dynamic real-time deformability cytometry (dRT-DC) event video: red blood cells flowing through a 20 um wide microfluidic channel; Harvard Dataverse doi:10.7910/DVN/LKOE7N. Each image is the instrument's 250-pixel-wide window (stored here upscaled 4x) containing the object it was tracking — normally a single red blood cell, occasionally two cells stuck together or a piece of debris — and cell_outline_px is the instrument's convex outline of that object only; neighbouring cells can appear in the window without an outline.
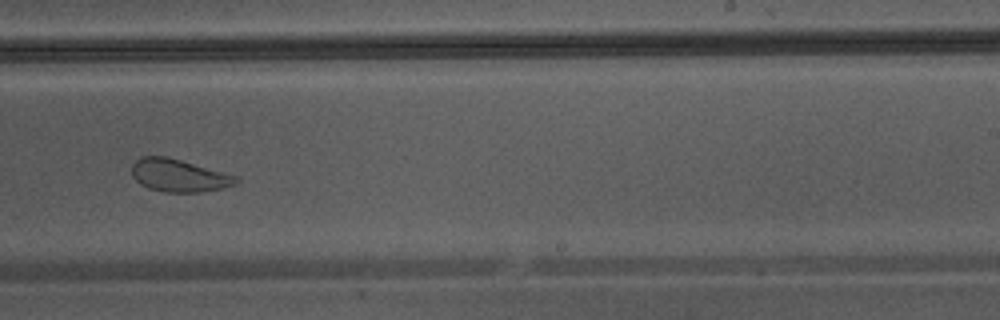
{"species": "Egyptian fruit bat (a non-hibernating species)", "species_latin": "Rousettus aegyptiacus", "temperature_condition": "warm", "stored_images_in_passage": 38, "camera_frame_rate_fps": 3000, "um_per_image_px": 0.085, "animal": {"sex": "male"}, "frame": {"image": 1, "passage_image": 22, "time_ms": 7.0, "image_size_px": [1000, 320], "cell_outline_px": [[240, 180], [236, 184], [220, 188], [200, 192], [164, 192], [148, 188], [140, 184], [132, 176], [132, 164], [140, 156], [168, 156], [240, 176]], "centroid_in_image_um": [15.22, 14.9], "position_along_channel_um": 273.8, "area_um2": 20.11}}